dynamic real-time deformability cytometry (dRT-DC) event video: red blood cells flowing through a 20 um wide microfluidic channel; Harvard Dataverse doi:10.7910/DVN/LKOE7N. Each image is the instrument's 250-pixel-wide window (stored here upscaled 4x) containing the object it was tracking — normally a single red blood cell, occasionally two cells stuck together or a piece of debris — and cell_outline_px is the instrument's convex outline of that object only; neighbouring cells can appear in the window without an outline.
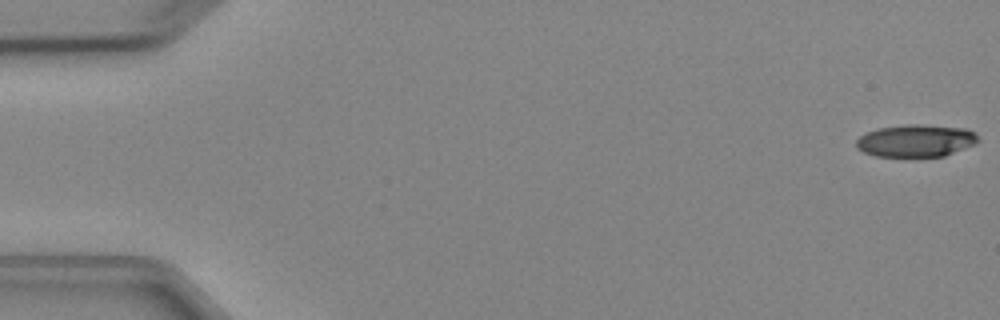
{"species": "Egyptian fruit bat (a non-hibernating species)", "species_latin": "Rousettus aegyptiacus", "temperature_condition": "cold", "stored_images_in_passage": 5, "camera_frame_rate_fps": 3000, "um_per_image_px": 0.085, "animal": {"sex": "female"}, "frame": {"image": 1, "passage_image": 1, "time_ms": 0.0, "image_size_px": [1000, 320], "cell_outline_px": [[980, 140], [976, 144], [944, 156], [876, 156], [864, 152], [856, 148], [856, 140], [860, 136], [876, 128], [904, 124], [920, 124], [964, 128], [972, 132]], "centroid_in_image_um": [77.83, 11.95], "position_along_channel_um": 7.2, "area_um2": 22.95}}
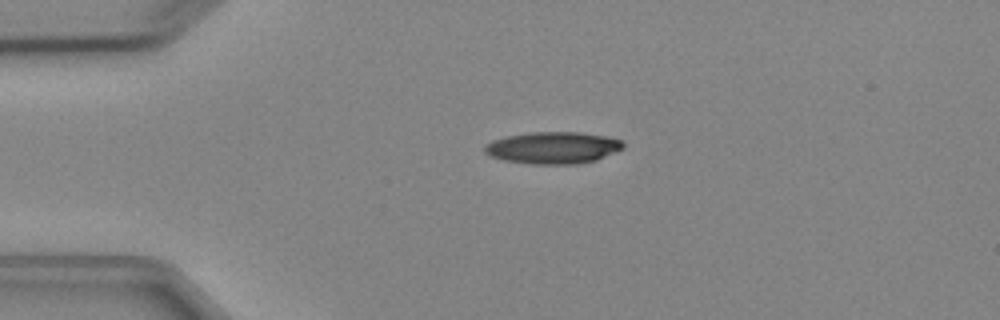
{"frame": {"image": 2, "passage_image": 4, "time_ms": 3.667, "image_size_px": [1000, 320], "cell_outline_px": [[624, 148], [596, 160], [576, 164], [532, 164], [504, 160], [492, 156], [484, 152], [484, 144], [492, 140], [504, 136], [528, 132], [580, 132], [608, 136], [620, 140], [624, 144]], "centroid_in_image_um": [46.99, 12.55], "position_along_channel_um": 38.0, "area_um2": 25.89}}